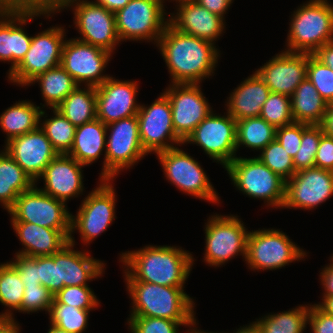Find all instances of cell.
Returning <instances> with one entry per match:
<instances>
[{"label": "cell", "instance_id": "cell-50", "mask_svg": "<svg viewBox=\"0 0 333 333\" xmlns=\"http://www.w3.org/2000/svg\"><path fill=\"white\" fill-rule=\"evenodd\" d=\"M308 325L309 333H333V316L321 311L314 303H310Z\"/></svg>", "mask_w": 333, "mask_h": 333}, {"label": "cell", "instance_id": "cell-22", "mask_svg": "<svg viewBox=\"0 0 333 333\" xmlns=\"http://www.w3.org/2000/svg\"><path fill=\"white\" fill-rule=\"evenodd\" d=\"M86 166L68 154H58L46 167L35 185L43 182L38 188L45 194L54 197L65 204L84 195V173ZM41 181V182H39Z\"/></svg>", "mask_w": 333, "mask_h": 333}, {"label": "cell", "instance_id": "cell-33", "mask_svg": "<svg viewBox=\"0 0 333 333\" xmlns=\"http://www.w3.org/2000/svg\"><path fill=\"white\" fill-rule=\"evenodd\" d=\"M36 83L44 102L40 103L42 109L56 108L78 86L61 65L38 75L28 86Z\"/></svg>", "mask_w": 333, "mask_h": 333}, {"label": "cell", "instance_id": "cell-14", "mask_svg": "<svg viewBox=\"0 0 333 333\" xmlns=\"http://www.w3.org/2000/svg\"><path fill=\"white\" fill-rule=\"evenodd\" d=\"M146 155L137 115L106 125L105 179L116 180L121 172L133 169Z\"/></svg>", "mask_w": 333, "mask_h": 333}, {"label": "cell", "instance_id": "cell-17", "mask_svg": "<svg viewBox=\"0 0 333 333\" xmlns=\"http://www.w3.org/2000/svg\"><path fill=\"white\" fill-rule=\"evenodd\" d=\"M137 117L140 141L148 155L183 144L175 133L171 104L163 92L150 105L141 103Z\"/></svg>", "mask_w": 333, "mask_h": 333}, {"label": "cell", "instance_id": "cell-1", "mask_svg": "<svg viewBox=\"0 0 333 333\" xmlns=\"http://www.w3.org/2000/svg\"><path fill=\"white\" fill-rule=\"evenodd\" d=\"M169 73V84H202L215 74L221 57L214 43L179 32L169 23L156 44Z\"/></svg>", "mask_w": 333, "mask_h": 333}, {"label": "cell", "instance_id": "cell-53", "mask_svg": "<svg viewBox=\"0 0 333 333\" xmlns=\"http://www.w3.org/2000/svg\"><path fill=\"white\" fill-rule=\"evenodd\" d=\"M328 260L330 263L323 266L319 273L322 296H333V254Z\"/></svg>", "mask_w": 333, "mask_h": 333}, {"label": "cell", "instance_id": "cell-52", "mask_svg": "<svg viewBox=\"0 0 333 333\" xmlns=\"http://www.w3.org/2000/svg\"><path fill=\"white\" fill-rule=\"evenodd\" d=\"M66 0H0V5L14 8L48 9L57 11Z\"/></svg>", "mask_w": 333, "mask_h": 333}, {"label": "cell", "instance_id": "cell-55", "mask_svg": "<svg viewBox=\"0 0 333 333\" xmlns=\"http://www.w3.org/2000/svg\"><path fill=\"white\" fill-rule=\"evenodd\" d=\"M313 55L324 65L333 70V41L320 47Z\"/></svg>", "mask_w": 333, "mask_h": 333}, {"label": "cell", "instance_id": "cell-45", "mask_svg": "<svg viewBox=\"0 0 333 333\" xmlns=\"http://www.w3.org/2000/svg\"><path fill=\"white\" fill-rule=\"evenodd\" d=\"M130 333H184L179 328L184 326L178 322L165 318L131 316L126 324Z\"/></svg>", "mask_w": 333, "mask_h": 333}, {"label": "cell", "instance_id": "cell-36", "mask_svg": "<svg viewBox=\"0 0 333 333\" xmlns=\"http://www.w3.org/2000/svg\"><path fill=\"white\" fill-rule=\"evenodd\" d=\"M275 137L276 128L260 116L236 121L237 153L241 147L260 152L274 141Z\"/></svg>", "mask_w": 333, "mask_h": 333}, {"label": "cell", "instance_id": "cell-49", "mask_svg": "<svg viewBox=\"0 0 333 333\" xmlns=\"http://www.w3.org/2000/svg\"><path fill=\"white\" fill-rule=\"evenodd\" d=\"M275 139L293 158L301 145L302 123L294 122L292 124L277 128Z\"/></svg>", "mask_w": 333, "mask_h": 333}, {"label": "cell", "instance_id": "cell-23", "mask_svg": "<svg viewBox=\"0 0 333 333\" xmlns=\"http://www.w3.org/2000/svg\"><path fill=\"white\" fill-rule=\"evenodd\" d=\"M168 23L179 32L214 43L226 32V20L200 6L195 0H177Z\"/></svg>", "mask_w": 333, "mask_h": 333}, {"label": "cell", "instance_id": "cell-51", "mask_svg": "<svg viewBox=\"0 0 333 333\" xmlns=\"http://www.w3.org/2000/svg\"><path fill=\"white\" fill-rule=\"evenodd\" d=\"M315 167L333 171V137L323 134L315 157Z\"/></svg>", "mask_w": 333, "mask_h": 333}, {"label": "cell", "instance_id": "cell-42", "mask_svg": "<svg viewBox=\"0 0 333 333\" xmlns=\"http://www.w3.org/2000/svg\"><path fill=\"white\" fill-rule=\"evenodd\" d=\"M260 117L276 129L294 123L291 112V97L285 94L270 92L262 106Z\"/></svg>", "mask_w": 333, "mask_h": 333}, {"label": "cell", "instance_id": "cell-58", "mask_svg": "<svg viewBox=\"0 0 333 333\" xmlns=\"http://www.w3.org/2000/svg\"><path fill=\"white\" fill-rule=\"evenodd\" d=\"M18 321L0 319V333H22V326Z\"/></svg>", "mask_w": 333, "mask_h": 333}, {"label": "cell", "instance_id": "cell-15", "mask_svg": "<svg viewBox=\"0 0 333 333\" xmlns=\"http://www.w3.org/2000/svg\"><path fill=\"white\" fill-rule=\"evenodd\" d=\"M195 144L212 162L225 168L237 157L236 120L226 111L213 110L186 138L183 145Z\"/></svg>", "mask_w": 333, "mask_h": 333}, {"label": "cell", "instance_id": "cell-41", "mask_svg": "<svg viewBox=\"0 0 333 333\" xmlns=\"http://www.w3.org/2000/svg\"><path fill=\"white\" fill-rule=\"evenodd\" d=\"M275 174L288 181L294 174L293 158L275 139L256 155Z\"/></svg>", "mask_w": 333, "mask_h": 333}, {"label": "cell", "instance_id": "cell-44", "mask_svg": "<svg viewBox=\"0 0 333 333\" xmlns=\"http://www.w3.org/2000/svg\"><path fill=\"white\" fill-rule=\"evenodd\" d=\"M307 78L327 103L333 102V70L309 53Z\"/></svg>", "mask_w": 333, "mask_h": 333}, {"label": "cell", "instance_id": "cell-46", "mask_svg": "<svg viewBox=\"0 0 333 333\" xmlns=\"http://www.w3.org/2000/svg\"><path fill=\"white\" fill-rule=\"evenodd\" d=\"M53 300L54 295L43 285L24 286L21 308L17 312L33 314L45 311L48 314Z\"/></svg>", "mask_w": 333, "mask_h": 333}, {"label": "cell", "instance_id": "cell-3", "mask_svg": "<svg viewBox=\"0 0 333 333\" xmlns=\"http://www.w3.org/2000/svg\"><path fill=\"white\" fill-rule=\"evenodd\" d=\"M131 306L129 317L145 316L180 322L189 328L196 321V301L185 287L162 286L142 281H124Z\"/></svg>", "mask_w": 333, "mask_h": 333}, {"label": "cell", "instance_id": "cell-47", "mask_svg": "<svg viewBox=\"0 0 333 333\" xmlns=\"http://www.w3.org/2000/svg\"><path fill=\"white\" fill-rule=\"evenodd\" d=\"M38 278L41 285L53 295L63 288V283H59V252L51 256H38Z\"/></svg>", "mask_w": 333, "mask_h": 333}, {"label": "cell", "instance_id": "cell-25", "mask_svg": "<svg viewBox=\"0 0 333 333\" xmlns=\"http://www.w3.org/2000/svg\"><path fill=\"white\" fill-rule=\"evenodd\" d=\"M3 147L34 182L42 175L45 167L58 155L40 127L10 139Z\"/></svg>", "mask_w": 333, "mask_h": 333}, {"label": "cell", "instance_id": "cell-40", "mask_svg": "<svg viewBox=\"0 0 333 333\" xmlns=\"http://www.w3.org/2000/svg\"><path fill=\"white\" fill-rule=\"evenodd\" d=\"M323 134L320 125L302 123L301 145L293 157L295 173L315 167V157Z\"/></svg>", "mask_w": 333, "mask_h": 333}, {"label": "cell", "instance_id": "cell-43", "mask_svg": "<svg viewBox=\"0 0 333 333\" xmlns=\"http://www.w3.org/2000/svg\"><path fill=\"white\" fill-rule=\"evenodd\" d=\"M89 286H66L54 295L53 303H64L83 310H97L101 301Z\"/></svg>", "mask_w": 333, "mask_h": 333}, {"label": "cell", "instance_id": "cell-5", "mask_svg": "<svg viewBox=\"0 0 333 333\" xmlns=\"http://www.w3.org/2000/svg\"><path fill=\"white\" fill-rule=\"evenodd\" d=\"M224 169L236 191L248 198L263 200L266 209H282L286 181L264 165L257 156L238 155Z\"/></svg>", "mask_w": 333, "mask_h": 333}, {"label": "cell", "instance_id": "cell-10", "mask_svg": "<svg viewBox=\"0 0 333 333\" xmlns=\"http://www.w3.org/2000/svg\"><path fill=\"white\" fill-rule=\"evenodd\" d=\"M165 0H131L114 13L119 40L158 43L168 24Z\"/></svg>", "mask_w": 333, "mask_h": 333}, {"label": "cell", "instance_id": "cell-61", "mask_svg": "<svg viewBox=\"0 0 333 333\" xmlns=\"http://www.w3.org/2000/svg\"><path fill=\"white\" fill-rule=\"evenodd\" d=\"M198 320L189 328H186V331L184 333H223V331L221 332H213V331H208V330H202L200 329V327L198 326Z\"/></svg>", "mask_w": 333, "mask_h": 333}, {"label": "cell", "instance_id": "cell-16", "mask_svg": "<svg viewBox=\"0 0 333 333\" xmlns=\"http://www.w3.org/2000/svg\"><path fill=\"white\" fill-rule=\"evenodd\" d=\"M64 202L45 194L36 185L22 192L7 212L10 222H29L56 230H71V212Z\"/></svg>", "mask_w": 333, "mask_h": 333}, {"label": "cell", "instance_id": "cell-29", "mask_svg": "<svg viewBox=\"0 0 333 333\" xmlns=\"http://www.w3.org/2000/svg\"><path fill=\"white\" fill-rule=\"evenodd\" d=\"M105 154L106 125L102 121L96 118L76 127L69 156L88 167L103 155V165L98 179H105Z\"/></svg>", "mask_w": 333, "mask_h": 333}, {"label": "cell", "instance_id": "cell-18", "mask_svg": "<svg viewBox=\"0 0 333 333\" xmlns=\"http://www.w3.org/2000/svg\"><path fill=\"white\" fill-rule=\"evenodd\" d=\"M113 54L74 38L64 42L60 65L72 76L78 86L98 87L111 74L106 67Z\"/></svg>", "mask_w": 333, "mask_h": 333}, {"label": "cell", "instance_id": "cell-54", "mask_svg": "<svg viewBox=\"0 0 333 333\" xmlns=\"http://www.w3.org/2000/svg\"><path fill=\"white\" fill-rule=\"evenodd\" d=\"M235 0H195L200 6L224 19ZM229 9V10H228Z\"/></svg>", "mask_w": 333, "mask_h": 333}, {"label": "cell", "instance_id": "cell-63", "mask_svg": "<svg viewBox=\"0 0 333 333\" xmlns=\"http://www.w3.org/2000/svg\"><path fill=\"white\" fill-rule=\"evenodd\" d=\"M165 1H168V0H165ZM175 1H177V0H169L168 2L174 3Z\"/></svg>", "mask_w": 333, "mask_h": 333}, {"label": "cell", "instance_id": "cell-27", "mask_svg": "<svg viewBox=\"0 0 333 333\" xmlns=\"http://www.w3.org/2000/svg\"><path fill=\"white\" fill-rule=\"evenodd\" d=\"M22 249L14 254L28 257L51 256L69 243L70 230H56L29 222H10Z\"/></svg>", "mask_w": 333, "mask_h": 333}, {"label": "cell", "instance_id": "cell-30", "mask_svg": "<svg viewBox=\"0 0 333 333\" xmlns=\"http://www.w3.org/2000/svg\"><path fill=\"white\" fill-rule=\"evenodd\" d=\"M34 185L35 182L7 151L0 150V205L3 210L8 212L16 198Z\"/></svg>", "mask_w": 333, "mask_h": 333}, {"label": "cell", "instance_id": "cell-4", "mask_svg": "<svg viewBox=\"0 0 333 333\" xmlns=\"http://www.w3.org/2000/svg\"><path fill=\"white\" fill-rule=\"evenodd\" d=\"M283 51L314 54L333 41V4L307 0L291 12Z\"/></svg>", "mask_w": 333, "mask_h": 333}, {"label": "cell", "instance_id": "cell-57", "mask_svg": "<svg viewBox=\"0 0 333 333\" xmlns=\"http://www.w3.org/2000/svg\"><path fill=\"white\" fill-rule=\"evenodd\" d=\"M91 3L105 7L107 10L115 13L124 8L131 0H89Z\"/></svg>", "mask_w": 333, "mask_h": 333}, {"label": "cell", "instance_id": "cell-8", "mask_svg": "<svg viewBox=\"0 0 333 333\" xmlns=\"http://www.w3.org/2000/svg\"><path fill=\"white\" fill-rule=\"evenodd\" d=\"M182 146L183 144L155 155L163 169L164 177L182 194L218 206L222 203L221 196L214 188L203 165L186 150L184 151Z\"/></svg>", "mask_w": 333, "mask_h": 333}, {"label": "cell", "instance_id": "cell-12", "mask_svg": "<svg viewBox=\"0 0 333 333\" xmlns=\"http://www.w3.org/2000/svg\"><path fill=\"white\" fill-rule=\"evenodd\" d=\"M71 10L73 26L80 35L75 39L94 45L114 55L121 45L116 29L115 15L105 7L89 0H66L57 10V14Z\"/></svg>", "mask_w": 333, "mask_h": 333}, {"label": "cell", "instance_id": "cell-9", "mask_svg": "<svg viewBox=\"0 0 333 333\" xmlns=\"http://www.w3.org/2000/svg\"><path fill=\"white\" fill-rule=\"evenodd\" d=\"M308 254L281 229H250L245 264L254 272L275 271L293 262L305 261Z\"/></svg>", "mask_w": 333, "mask_h": 333}, {"label": "cell", "instance_id": "cell-38", "mask_svg": "<svg viewBox=\"0 0 333 333\" xmlns=\"http://www.w3.org/2000/svg\"><path fill=\"white\" fill-rule=\"evenodd\" d=\"M24 284L18 271L8 262L0 263V304L5 307L0 319L16 321L15 313L21 308Z\"/></svg>", "mask_w": 333, "mask_h": 333}, {"label": "cell", "instance_id": "cell-7", "mask_svg": "<svg viewBox=\"0 0 333 333\" xmlns=\"http://www.w3.org/2000/svg\"><path fill=\"white\" fill-rule=\"evenodd\" d=\"M234 214L213 213L204 225L205 250L203 262L215 269L225 266L237 256L246 260L248 227Z\"/></svg>", "mask_w": 333, "mask_h": 333}, {"label": "cell", "instance_id": "cell-39", "mask_svg": "<svg viewBox=\"0 0 333 333\" xmlns=\"http://www.w3.org/2000/svg\"><path fill=\"white\" fill-rule=\"evenodd\" d=\"M90 311L64 303H52L48 312L49 323L69 333H84L89 326Z\"/></svg>", "mask_w": 333, "mask_h": 333}, {"label": "cell", "instance_id": "cell-26", "mask_svg": "<svg viewBox=\"0 0 333 333\" xmlns=\"http://www.w3.org/2000/svg\"><path fill=\"white\" fill-rule=\"evenodd\" d=\"M75 237L69 238V243L59 251V283L66 286H83L102 278L105 274V261L95 259L90 250L75 249Z\"/></svg>", "mask_w": 333, "mask_h": 333}, {"label": "cell", "instance_id": "cell-31", "mask_svg": "<svg viewBox=\"0 0 333 333\" xmlns=\"http://www.w3.org/2000/svg\"><path fill=\"white\" fill-rule=\"evenodd\" d=\"M42 108L31 100H18L0 115V130L5 133L4 144L10 139L32 132L39 127Z\"/></svg>", "mask_w": 333, "mask_h": 333}, {"label": "cell", "instance_id": "cell-34", "mask_svg": "<svg viewBox=\"0 0 333 333\" xmlns=\"http://www.w3.org/2000/svg\"><path fill=\"white\" fill-rule=\"evenodd\" d=\"M56 109L76 127L93 121L97 118L95 87L77 86Z\"/></svg>", "mask_w": 333, "mask_h": 333}, {"label": "cell", "instance_id": "cell-32", "mask_svg": "<svg viewBox=\"0 0 333 333\" xmlns=\"http://www.w3.org/2000/svg\"><path fill=\"white\" fill-rule=\"evenodd\" d=\"M291 97V112L295 122L319 125L325 116L327 102L306 77Z\"/></svg>", "mask_w": 333, "mask_h": 333}, {"label": "cell", "instance_id": "cell-6", "mask_svg": "<svg viewBox=\"0 0 333 333\" xmlns=\"http://www.w3.org/2000/svg\"><path fill=\"white\" fill-rule=\"evenodd\" d=\"M114 181L99 179L97 186L83 197L76 214L71 213L69 238L78 232L81 243L87 248L115 222L117 192Z\"/></svg>", "mask_w": 333, "mask_h": 333}, {"label": "cell", "instance_id": "cell-21", "mask_svg": "<svg viewBox=\"0 0 333 333\" xmlns=\"http://www.w3.org/2000/svg\"><path fill=\"white\" fill-rule=\"evenodd\" d=\"M139 81L107 78L96 90L97 119L105 125L137 115L141 103L137 101Z\"/></svg>", "mask_w": 333, "mask_h": 333}, {"label": "cell", "instance_id": "cell-13", "mask_svg": "<svg viewBox=\"0 0 333 333\" xmlns=\"http://www.w3.org/2000/svg\"><path fill=\"white\" fill-rule=\"evenodd\" d=\"M56 13L48 9L0 5V62L11 64L6 76L22 62L29 50L32 35H28L25 26L37 18L51 19Z\"/></svg>", "mask_w": 333, "mask_h": 333}, {"label": "cell", "instance_id": "cell-48", "mask_svg": "<svg viewBox=\"0 0 333 333\" xmlns=\"http://www.w3.org/2000/svg\"><path fill=\"white\" fill-rule=\"evenodd\" d=\"M8 262L18 271L24 286L41 285L38 278V256L28 257L14 254Z\"/></svg>", "mask_w": 333, "mask_h": 333}, {"label": "cell", "instance_id": "cell-19", "mask_svg": "<svg viewBox=\"0 0 333 333\" xmlns=\"http://www.w3.org/2000/svg\"><path fill=\"white\" fill-rule=\"evenodd\" d=\"M202 90V84L191 83L169 84L162 90L171 104L175 133L183 142L214 110Z\"/></svg>", "mask_w": 333, "mask_h": 333}, {"label": "cell", "instance_id": "cell-24", "mask_svg": "<svg viewBox=\"0 0 333 333\" xmlns=\"http://www.w3.org/2000/svg\"><path fill=\"white\" fill-rule=\"evenodd\" d=\"M308 53L280 51L255 71L270 92L291 96L307 77Z\"/></svg>", "mask_w": 333, "mask_h": 333}, {"label": "cell", "instance_id": "cell-59", "mask_svg": "<svg viewBox=\"0 0 333 333\" xmlns=\"http://www.w3.org/2000/svg\"><path fill=\"white\" fill-rule=\"evenodd\" d=\"M321 300L314 304L324 313L333 316V296H321Z\"/></svg>", "mask_w": 333, "mask_h": 333}, {"label": "cell", "instance_id": "cell-35", "mask_svg": "<svg viewBox=\"0 0 333 333\" xmlns=\"http://www.w3.org/2000/svg\"><path fill=\"white\" fill-rule=\"evenodd\" d=\"M310 303L300 304L289 310L271 312L255 319L261 333H303L308 328Z\"/></svg>", "mask_w": 333, "mask_h": 333}, {"label": "cell", "instance_id": "cell-60", "mask_svg": "<svg viewBox=\"0 0 333 333\" xmlns=\"http://www.w3.org/2000/svg\"><path fill=\"white\" fill-rule=\"evenodd\" d=\"M233 332L231 333H261V327L259 325V323L255 320L250 322L249 324H245L243 326H240L238 329L236 328V330H232ZM223 333H229V331L224 332Z\"/></svg>", "mask_w": 333, "mask_h": 333}, {"label": "cell", "instance_id": "cell-2", "mask_svg": "<svg viewBox=\"0 0 333 333\" xmlns=\"http://www.w3.org/2000/svg\"><path fill=\"white\" fill-rule=\"evenodd\" d=\"M124 281L185 287L196 259L181 246L145 245L119 253Z\"/></svg>", "mask_w": 333, "mask_h": 333}, {"label": "cell", "instance_id": "cell-56", "mask_svg": "<svg viewBox=\"0 0 333 333\" xmlns=\"http://www.w3.org/2000/svg\"><path fill=\"white\" fill-rule=\"evenodd\" d=\"M319 125L325 135L333 137V102L327 103L325 116Z\"/></svg>", "mask_w": 333, "mask_h": 333}, {"label": "cell", "instance_id": "cell-20", "mask_svg": "<svg viewBox=\"0 0 333 333\" xmlns=\"http://www.w3.org/2000/svg\"><path fill=\"white\" fill-rule=\"evenodd\" d=\"M333 196V171L317 167L296 172L286 181L282 209L316 210Z\"/></svg>", "mask_w": 333, "mask_h": 333}, {"label": "cell", "instance_id": "cell-11", "mask_svg": "<svg viewBox=\"0 0 333 333\" xmlns=\"http://www.w3.org/2000/svg\"><path fill=\"white\" fill-rule=\"evenodd\" d=\"M67 31L61 24H55L35 32L24 59L6 76L7 82L25 88L38 75L59 66Z\"/></svg>", "mask_w": 333, "mask_h": 333}, {"label": "cell", "instance_id": "cell-37", "mask_svg": "<svg viewBox=\"0 0 333 333\" xmlns=\"http://www.w3.org/2000/svg\"><path fill=\"white\" fill-rule=\"evenodd\" d=\"M49 110L53 116L47 113V108L41 110L39 127L58 154H68L73 144L76 126L56 108H49Z\"/></svg>", "mask_w": 333, "mask_h": 333}, {"label": "cell", "instance_id": "cell-62", "mask_svg": "<svg viewBox=\"0 0 333 333\" xmlns=\"http://www.w3.org/2000/svg\"><path fill=\"white\" fill-rule=\"evenodd\" d=\"M48 326L49 329L47 330V333H69L68 331L60 329L51 323H49Z\"/></svg>", "mask_w": 333, "mask_h": 333}, {"label": "cell", "instance_id": "cell-28", "mask_svg": "<svg viewBox=\"0 0 333 333\" xmlns=\"http://www.w3.org/2000/svg\"><path fill=\"white\" fill-rule=\"evenodd\" d=\"M269 94L270 89L264 80L253 71L229 93L225 110L236 121L258 117Z\"/></svg>", "mask_w": 333, "mask_h": 333}]
</instances>
